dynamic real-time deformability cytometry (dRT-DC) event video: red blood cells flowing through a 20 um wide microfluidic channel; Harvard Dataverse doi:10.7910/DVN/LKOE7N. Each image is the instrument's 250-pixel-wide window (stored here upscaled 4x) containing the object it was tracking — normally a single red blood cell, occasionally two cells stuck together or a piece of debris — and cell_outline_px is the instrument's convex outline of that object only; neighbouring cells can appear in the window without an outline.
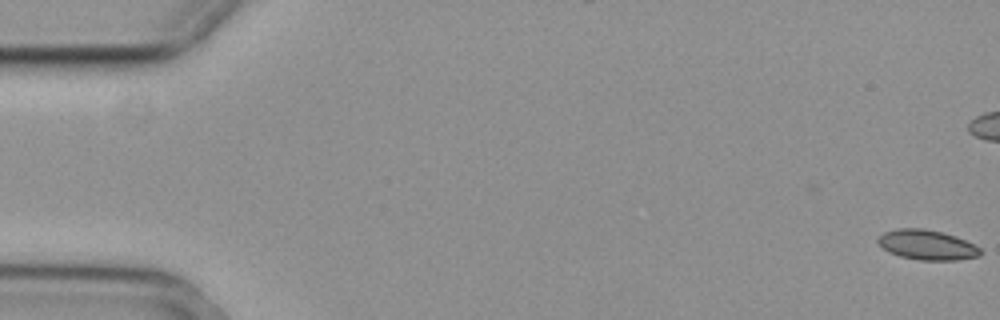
{"species": "common noctule bat (a hibernating species)", "species_latin": "Nyctalus noctula", "temperature_condition": "cold", "stored_images_in_passage": 57, "camera_frame_rate_fps": 3000, "um_per_image_px": 0.085, "animal": {"sex": "female", "body_mass_g": 29.2, "forearm_length_mm": 56.3}, "frame": {"image": 1, "passage_image": 1, "time_ms": 0.0, "image_size_px": [1000, 320], "cell_outline_px": [[984, 252], [980, 256], [960, 260], [916, 260], [900, 256], [888, 252], [876, 240], [884, 232], [896, 228], [924, 228], [944, 232], [956, 236], [980, 248]], "centroid_in_image_um": [78.82, 20.81], "position_along_channel_um": 6.2, "area_um2": 18.03}}
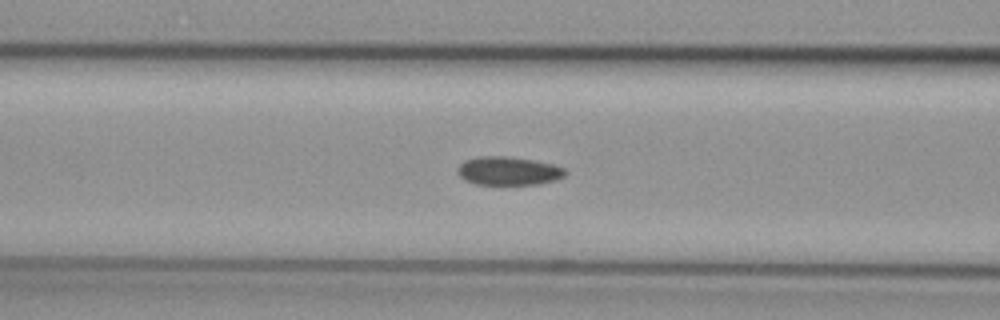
{"frame": {"image": 2, "passage_image": 23, "time_ms": 7.333, "image_size_px": [1000, 320], "cell_outline_px": [[568, 172], [564, 176], [556, 180], [540, 184], [476, 184], [464, 180], [456, 172], [456, 168], [464, 160], [476, 156], [504, 156], [532, 160], [552, 164], [564, 168]], "centroid_in_image_um": [43.19, 14.52], "position_along_channel_um": 123.4, "area_um2": 17.98}}
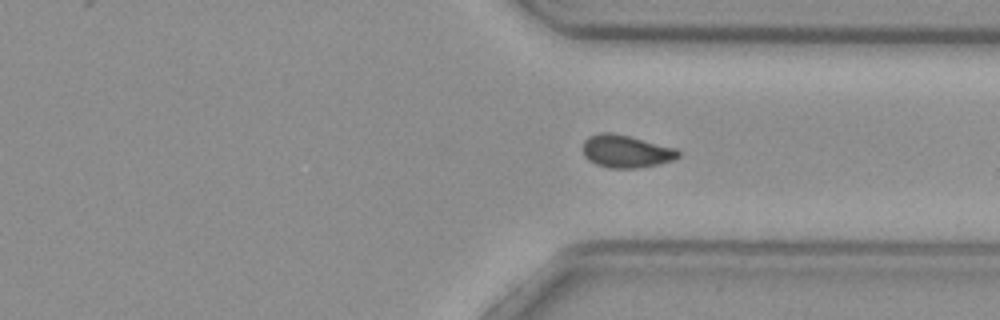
{"frame": {"image": 3, "passage_image": 42, "time_ms": 13.667, "image_size_px": [1000, 320], "cell_outline_px": [[680, 156], [672, 160], [660, 164], [636, 168], [608, 168], [596, 164], [588, 160], [584, 156], [584, 140], [588, 136], [600, 132], [612, 132], [676, 148], [680, 152]], "centroid_in_image_um": [53.2, 12.86], "position_along_channel_um": 358.2, "area_um2": 18.15}}